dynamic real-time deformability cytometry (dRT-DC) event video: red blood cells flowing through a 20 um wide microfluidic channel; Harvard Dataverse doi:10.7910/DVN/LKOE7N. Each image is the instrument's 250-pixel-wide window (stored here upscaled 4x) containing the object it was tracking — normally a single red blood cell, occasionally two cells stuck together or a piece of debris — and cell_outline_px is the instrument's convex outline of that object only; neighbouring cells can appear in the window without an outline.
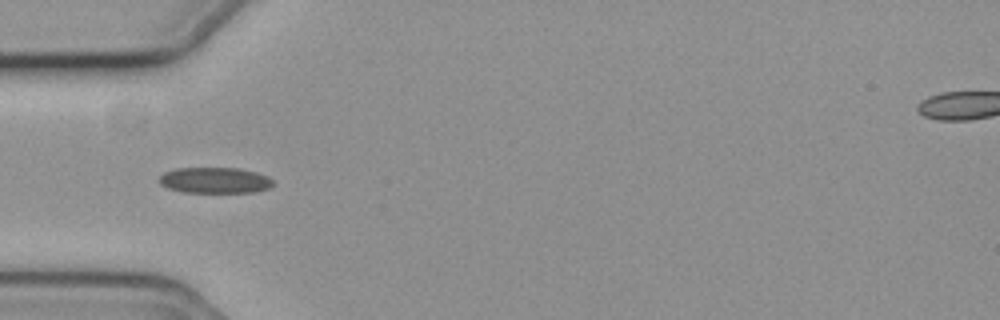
{"species": "common noctule bat (a hibernating species)", "species_latin": "Nyctalus noctula", "temperature_condition": "cold", "stored_images_in_passage": 29, "camera_frame_rate_fps": 3000, "um_per_image_px": 0.085, "animal": {"sex": "female", "body_mass_g": 19.3, "forearm_length_mm": 54.1}, "frame": {"image": 1, "passage_image": 1, "time_ms": 0.0, "image_size_px": [1000, 320], "cell_outline_px": [[276, 184], [272, 188], [256, 192], [180, 192], [168, 188], [160, 184], [156, 180], [164, 172], [176, 168], [240, 168], [256, 172], [268, 176]], "centroid_in_image_um": [18.28, 15.33], "position_along_channel_um": 66.7, "area_um2": 17.51}}
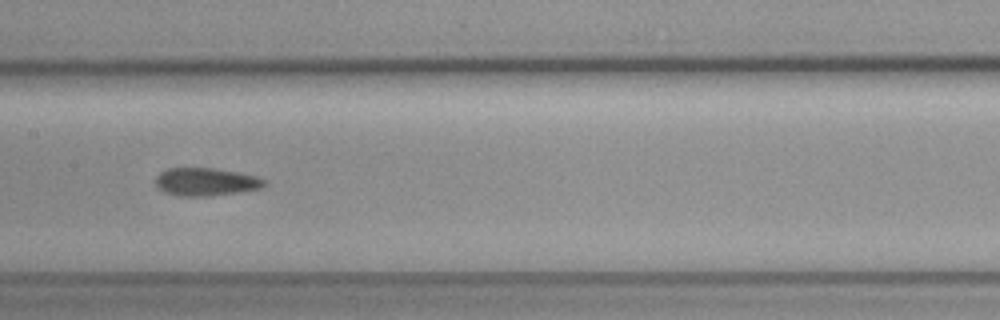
{"frame": {"image": 2, "passage_image": 11, "time_ms": 3.333, "image_size_px": [1000, 320], "cell_outline_px": [[268, 184], [260, 188], [236, 192], [208, 196], [176, 196], [164, 192], [156, 188], [156, 176], [160, 172], [168, 168], [212, 168], [236, 172], [256, 176], [264, 180]], "centroid_in_image_um": [17.44, 15.46], "position_along_channel_um": 190.0, "area_um2": 17.63}}
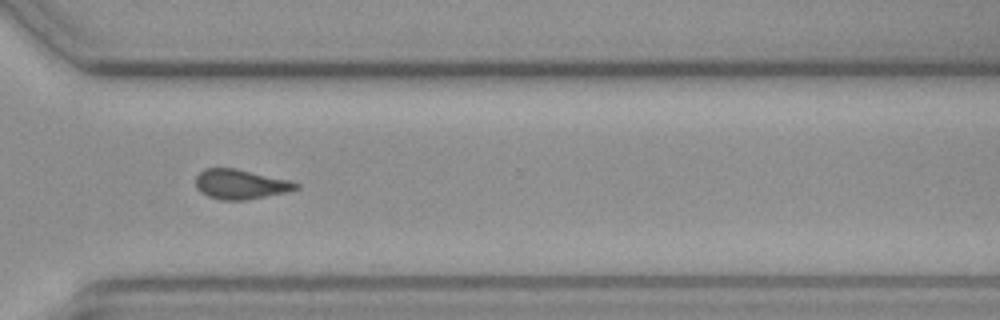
{"frame": {"image": 3, "passage_image": 24, "time_ms": 7.667, "image_size_px": [1000, 320], "cell_outline_px": [[300, 188], [288, 192], [244, 200], [220, 200], [208, 196], [200, 192], [196, 188], [196, 176], [204, 168], [236, 168], [292, 180], [300, 184]], "centroid_in_image_um": [20.48, 15.65], "position_along_channel_um": 350.1, "area_um2": 17.63}, "authors_computed_cell_mechanics": {"area_um2": 17.5712, "velocity_mm_per_s": 3.7026, "shape_relaxation_time_tau1_ms": null, "shape_relaxation_time_tau2_ms": 3.3784, "deformation_change_tau1": null, "deformation_change_tau2": 0.0798}}